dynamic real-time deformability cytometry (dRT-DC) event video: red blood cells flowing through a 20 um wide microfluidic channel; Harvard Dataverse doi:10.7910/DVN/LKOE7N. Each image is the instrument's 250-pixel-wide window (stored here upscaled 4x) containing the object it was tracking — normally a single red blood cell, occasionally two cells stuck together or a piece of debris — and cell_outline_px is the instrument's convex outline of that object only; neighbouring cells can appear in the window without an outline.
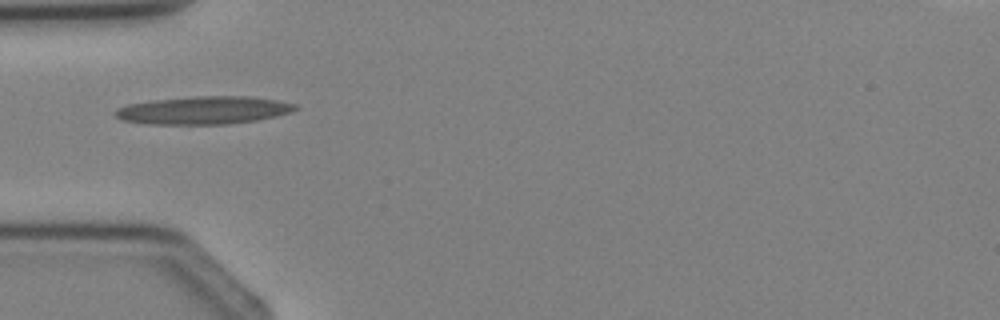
{"species": "Egyptian fruit bat (a non-hibernating species)", "species_latin": "Rousettus aegyptiacus", "temperature_condition": "cold", "stored_images_in_passage": 1, "camera_frame_rate_fps": 3000, "um_per_image_px": 0.085, "animal": {"sex": "female"}, "frame": {"image": 1, "passage_image": 1, "time_ms": 0.0, "image_size_px": [1000, 320], "cell_outline_px": [[300, 108], [276, 116], [256, 120], [228, 124], [144, 124], [120, 120], [116, 116], [116, 108], [128, 104], [156, 100], [196, 96], [248, 96], [276, 100], [296, 104]], "centroid_in_image_um": [17.3, 9.37], "position_along_channel_um": 67.7, "area_um2": 29.13}}